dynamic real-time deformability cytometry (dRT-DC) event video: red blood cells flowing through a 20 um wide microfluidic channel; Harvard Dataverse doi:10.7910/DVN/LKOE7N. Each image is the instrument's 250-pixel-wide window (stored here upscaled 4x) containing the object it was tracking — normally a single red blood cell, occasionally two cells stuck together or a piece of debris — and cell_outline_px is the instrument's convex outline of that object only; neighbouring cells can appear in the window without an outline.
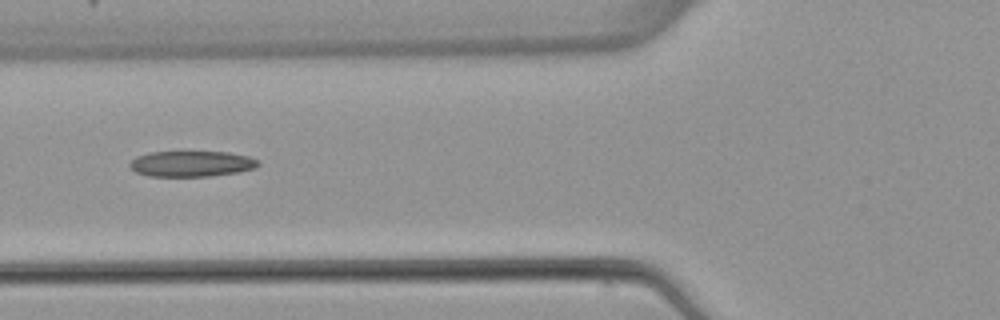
{"species": "common noctule bat (a hibernating species)", "species_latin": "Nyctalus noctula", "temperature_condition": "warm", "stored_images_in_passage": 5, "camera_frame_rate_fps": 3000, "um_per_image_px": 0.085, "animal": {"sex": "female", "body_mass_g": 22.7, "forearm_length_mm": 54.2}, "frame": {"image": 1, "passage_image": 5, "time_ms": 5.0, "image_size_px": [1000, 320], "cell_outline_px": [[260, 164], [256, 168], [240, 172], [212, 176], [148, 176], [136, 172], [128, 164], [136, 156], [148, 152], [228, 152], [248, 156], [260, 160]], "centroid_in_image_um": [16.31, 13.92], "position_along_channel_um": 109.5, "area_um2": 19.42}}